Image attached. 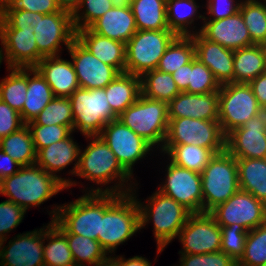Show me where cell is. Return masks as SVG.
<instances>
[{"instance_id":"cell-1","label":"cell","mask_w":266,"mask_h":266,"mask_svg":"<svg viewBox=\"0 0 266 266\" xmlns=\"http://www.w3.org/2000/svg\"><path fill=\"white\" fill-rule=\"evenodd\" d=\"M85 138L93 140L90 141L86 149L80 150L79 165L75 176L90 180L98 185H107L109 182L116 181V178L118 180L113 187L92 188L89 193H131L136 183L130 185L128 181L132 182L131 179L134 178L123 169L106 142L100 135L85 136Z\"/></svg>"},{"instance_id":"cell-43","label":"cell","mask_w":266,"mask_h":266,"mask_svg":"<svg viewBox=\"0 0 266 266\" xmlns=\"http://www.w3.org/2000/svg\"><path fill=\"white\" fill-rule=\"evenodd\" d=\"M266 262V222L248 231L244 254L237 266H262Z\"/></svg>"},{"instance_id":"cell-10","label":"cell","mask_w":266,"mask_h":266,"mask_svg":"<svg viewBox=\"0 0 266 266\" xmlns=\"http://www.w3.org/2000/svg\"><path fill=\"white\" fill-rule=\"evenodd\" d=\"M183 144L208 148L218 154L226 150V136L218 120L169 118L163 145Z\"/></svg>"},{"instance_id":"cell-8","label":"cell","mask_w":266,"mask_h":266,"mask_svg":"<svg viewBox=\"0 0 266 266\" xmlns=\"http://www.w3.org/2000/svg\"><path fill=\"white\" fill-rule=\"evenodd\" d=\"M177 36L172 30H137L125 44V73L141 77L156 69L165 50Z\"/></svg>"},{"instance_id":"cell-27","label":"cell","mask_w":266,"mask_h":266,"mask_svg":"<svg viewBox=\"0 0 266 266\" xmlns=\"http://www.w3.org/2000/svg\"><path fill=\"white\" fill-rule=\"evenodd\" d=\"M76 39L97 59L125 73V43L98 35L89 28L76 30Z\"/></svg>"},{"instance_id":"cell-3","label":"cell","mask_w":266,"mask_h":266,"mask_svg":"<svg viewBox=\"0 0 266 266\" xmlns=\"http://www.w3.org/2000/svg\"><path fill=\"white\" fill-rule=\"evenodd\" d=\"M66 185L37 164L21 166L19 170L0 181V194L25 211L39 206L64 190Z\"/></svg>"},{"instance_id":"cell-61","label":"cell","mask_w":266,"mask_h":266,"mask_svg":"<svg viewBox=\"0 0 266 266\" xmlns=\"http://www.w3.org/2000/svg\"><path fill=\"white\" fill-rule=\"evenodd\" d=\"M4 59H5V61H6V58H5V56H4V52H3V50L0 49V65H1V63H2V60H4Z\"/></svg>"},{"instance_id":"cell-21","label":"cell","mask_w":266,"mask_h":266,"mask_svg":"<svg viewBox=\"0 0 266 266\" xmlns=\"http://www.w3.org/2000/svg\"><path fill=\"white\" fill-rule=\"evenodd\" d=\"M203 22L201 29L195 32H199L209 41L231 50L254 45L240 11L227 18Z\"/></svg>"},{"instance_id":"cell-41","label":"cell","mask_w":266,"mask_h":266,"mask_svg":"<svg viewBox=\"0 0 266 266\" xmlns=\"http://www.w3.org/2000/svg\"><path fill=\"white\" fill-rule=\"evenodd\" d=\"M243 0L239 11L255 45L266 42V0Z\"/></svg>"},{"instance_id":"cell-32","label":"cell","mask_w":266,"mask_h":266,"mask_svg":"<svg viewBox=\"0 0 266 266\" xmlns=\"http://www.w3.org/2000/svg\"><path fill=\"white\" fill-rule=\"evenodd\" d=\"M234 83H249L266 71V61L260 45L234 50Z\"/></svg>"},{"instance_id":"cell-45","label":"cell","mask_w":266,"mask_h":266,"mask_svg":"<svg viewBox=\"0 0 266 266\" xmlns=\"http://www.w3.org/2000/svg\"><path fill=\"white\" fill-rule=\"evenodd\" d=\"M221 248L220 251L232 257L236 262L244 254L245 241L248 234L241 225L220 226Z\"/></svg>"},{"instance_id":"cell-31","label":"cell","mask_w":266,"mask_h":266,"mask_svg":"<svg viewBox=\"0 0 266 266\" xmlns=\"http://www.w3.org/2000/svg\"><path fill=\"white\" fill-rule=\"evenodd\" d=\"M167 0H130L137 30H169L166 17Z\"/></svg>"},{"instance_id":"cell-42","label":"cell","mask_w":266,"mask_h":266,"mask_svg":"<svg viewBox=\"0 0 266 266\" xmlns=\"http://www.w3.org/2000/svg\"><path fill=\"white\" fill-rule=\"evenodd\" d=\"M72 104L69 97H54L38 116L27 124L64 125L73 131Z\"/></svg>"},{"instance_id":"cell-62","label":"cell","mask_w":266,"mask_h":266,"mask_svg":"<svg viewBox=\"0 0 266 266\" xmlns=\"http://www.w3.org/2000/svg\"><path fill=\"white\" fill-rule=\"evenodd\" d=\"M117 3H126L129 2L130 0H115Z\"/></svg>"},{"instance_id":"cell-22","label":"cell","mask_w":266,"mask_h":266,"mask_svg":"<svg viewBox=\"0 0 266 266\" xmlns=\"http://www.w3.org/2000/svg\"><path fill=\"white\" fill-rule=\"evenodd\" d=\"M192 32L195 57L211 70L220 86L234 82V50L207 40L199 32Z\"/></svg>"},{"instance_id":"cell-48","label":"cell","mask_w":266,"mask_h":266,"mask_svg":"<svg viewBox=\"0 0 266 266\" xmlns=\"http://www.w3.org/2000/svg\"><path fill=\"white\" fill-rule=\"evenodd\" d=\"M25 10L40 14H52L60 12L56 0H2L0 11H19Z\"/></svg>"},{"instance_id":"cell-9","label":"cell","mask_w":266,"mask_h":266,"mask_svg":"<svg viewBox=\"0 0 266 266\" xmlns=\"http://www.w3.org/2000/svg\"><path fill=\"white\" fill-rule=\"evenodd\" d=\"M72 104L73 132L84 136L100 135L108 122L118 118L111 110L105 88L76 89L69 97Z\"/></svg>"},{"instance_id":"cell-35","label":"cell","mask_w":266,"mask_h":266,"mask_svg":"<svg viewBox=\"0 0 266 266\" xmlns=\"http://www.w3.org/2000/svg\"><path fill=\"white\" fill-rule=\"evenodd\" d=\"M199 7L195 0H167L166 17L169 30L179 36L192 35L191 24L196 18H202L203 21L205 17L202 14L198 15Z\"/></svg>"},{"instance_id":"cell-19","label":"cell","mask_w":266,"mask_h":266,"mask_svg":"<svg viewBox=\"0 0 266 266\" xmlns=\"http://www.w3.org/2000/svg\"><path fill=\"white\" fill-rule=\"evenodd\" d=\"M266 111L226 136V150L235 158H266Z\"/></svg>"},{"instance_id":"cell-20","label":"cell","mask_w":266,"mask_h":266,"mask_svg":"<svg viewBox=\"0 0 266 266\" xmlns=\"http://www.w3.org/2000/svg\"><path fill=\"white\" fill-rule=\"evenodd\" d=\"M44 228L18 234L9 245L0 244L1 266H45L43 255ZM3 246V247H2Z\"/></svg>"},{"instance_id":"cell-49","label":"cell","mask_w":266,"mask_h":266,"mask_svg":"<svg viewBox=\"0 0 266 266\" xmlns=\"http://www.w3.org/2000/svg\"><path fill=\"white\" fill-rule=\"evenodd\" d=\"M26 211L15 203L6 200L0 203V240L4 244L10 233L15 229L25 217Z\"/></svg>"},{"instance_id":"cell-40","label":"cell","mask_w":266,"mask_h":266,"mask_svg":"<svg viewBox=\"0 0 266 266\" xmlns=\"http://www.w3.org/2000/svg\"><path fill=\"white\" fill-rule=\"evenodd\" d=\"M63 234L67 238L75 265L86 266L88 263V266H96L108 257L106 255H109L97 240L71 233Z\"/></svg>"},{"instance_id":"cell-38","label":"cell","mask_w":266,"mask_h":266,"mask_svg":"<svg viewBox=\"0 0 266 266\" xmlns=\"http://www.w3.org/2000/svg\"><path fill=\"white\" fill-rule=\"evenodd\" d=\"M0 82V100L18 113L22 112L28 88V68H9Z\"/></svg>"},{"instance_id":"cell-25","label":"cell","mask_w":266,"mask_h":266,"mask_svg":"<svg viewBox=\"0 0 266 266\" xmlns=\"http://www.w3.org/2000/svg\"><path fill=\"white\" fill-rule=\"evenodd\" d=\"M88 28L98 35L125 44L137 31L135 18L128 2L116 3Z\"/></svg>"},{"instance_id":"cell-58","label":"cell","mask_w":266,"mask_h":266,"mask_svg":"<svg viewBox=\"0 0 266 266\" xmlns=\"http://www.w3.org/2000/svg\"><path fill=\"white\" fill-rule=\"evenodd\" d=\"M82 0H56L59 8L62 11L70 13L73 15L78 7L80 6Z\"/></svg>"},{"instance_id":"cell-33","label":"cell","mask_w":266,"mask_h":266,"mask_svg":"<svg viewBox=\"0 0 266 266\" xmlns=\"http://www.w3.org/2000/svg\"><path fill=\"white\" fill-rule=\"evenodd\" d=\"M161 151L167 154L175 165L200 174L215 155L210 149L193 144L163 145Z\"/></svg>"},{"instance_id":"cell-17","label":"cell","mask_w":266,"mask_h":266,"mask_svg":"<svg viewBox=\"0 0 266 266\" xmlns=\"http://www.w3.org/2000/svg\"><path fill=\"white\" fill-rule=\"evenodd\" d=\"M0 41L9 68H33L44 56L38 51L34 27L0 28Z\"/></svg>"},{"instance_id":"cell-24","label":"cell","mask_w":266,"mask_h":266,"mask_svg":"<svg viewBox=\"0 0 266 266\" xmlns=\"http://www.w3.org/2000/svg\"><path fill=\"white\" fill-rule=\"evenodd\" d=\"M219 91L205 94L180 92L168 103V118L218 120Z\"/></svg>"},{"instance_id":"cell-59","label":"cell","mask_w":266,"mask_h":266,"mask_svg":"<svg viewBox=\"0 0 266 266\" xmlns=\"http://www.w3.org/2000/svg\"><path fill=\"white\" fill-rule=\"evenodd\" d=\"M96 266H119V264L112 257V255H110L105 260H103L99 264H97Z\"/></svg>"},{"instance_id":"cell-5","label":"cell","mask_w":266,"mask_h":266,"mask_svg":"<svg viewBox=\"0 0 266 266\" xmlns=\"http://www.w3.org/2000/svg\"><path fill=\"white\" fill-rule=\"evenodd\" d=\"M51 222L62 232L98 241L102 219V193H85L66 205L55 206Z\"/></svg>"},{"instance_id":"cell-15","label":"cell","mask_w":266,"mask_h":266,"mask_svg":"<svg viewBox=\"0 0 266 266\" xmlns=\"http://www.w3.org/2000/svg\"><path fill=\"white\" fill-rule=\"evenodd\" d=\"M177 238L183 245L179 254L213 253L221 248L220 225L209 212L191 213Z\"/></svg>"},{"instance_id":"cell-34","label":"cell","mask_w":266,"mask_h":266,"mask_svg":"<svg viewBox=\"0 0 266 266\" xmlns=\"http://www.w3.org/2000/svg\"><path fill=\"white\" fill-rule=\"evenodd\" d=\"M0 149L21 166L36 164L37 152L27 124L0 139Z\"/></svg>"},{"instance_id":"cell-54","label":"cell","mask_w":266,"mask_h":266,"mask_svg":"<svg viewBox=\"0 0 266 266\" xmlns=\"http://www.w3.org/2000/svg\"><path fill=\"white\" fill-rule=\"evenodd\" d=\"M263 111H266V71L248 83Z\"/></svg>"},{"instance_id":"cell-57","label":"cell","mask_w":266,"mask_h":266,"mask_svg":"<svg viewBox=\"0 0 266 266\" xmlns=\"http://www.w3.org/2000/svg\"><path fill=\"white\" fill-rule=\"evenodd\" d=\"M113 258L117 261L119 266H152L151 262L142 256H134L129 259H125L123 256H120L119 258L113 256Z\"/></svg>"},{"instance_id":"cell-55","label":"cell","mask_w":266,"mask_h":266,"mask_svg":"<svg viewBox=\"0 0 266 266\" xmlns=\"http://www.w3.org/2000/svg\"><path fill=\"white\" fill-rule=\"evenodd\" d=\"M190 70H192V61L171 74L180 92H188Z\"/></svg>"},{"instance_id":"cell-6","label":"cell","mask_w":266,"mask_h":266,"mask_svg":"<svg viewBox=\"0 0 266 266\" xmlns=\"http://www.w3.org/2000/svg\"><path fill=\"white\" fill-rule=\"evenodd\" d=\"M117 119L149 144L162 149L168 130V103L140 94Z\"/></svg>"},{"instance_id":"cell-52","label":"cell","mask_w":266,"mask_h":266,"mask_svg":"<svg viewBox=\"0 0 266 266\" xmlns=\"http://www.w3.org/2000/svg\"><path fill=\"white\" fill-rule=\"evenodd\" d=\"M36 22V12L0 11V28H27Z\"/></svg>"},{"instance_id":"cell-53","label":"cell","mask_w":266,"mask_h":266,"mask_svg":"<svg viewBox=\"0 0 266 266\" xmlns=\"http://www.w3.org/2000/svg\"><path fill=\"white\" fill-rule=\"evenodd\" d=\"M236 1V0H235ZM234 0H207L206 9L210 17H204L203 20H218L234 15L239 11L241 0L239 3ZM236 3V4H235ZM212 17V18H211Z\"/></svg>"},{"instance_id":"cell-28","label":"cell","mask_w":266,"mask_h":266,"mask_svg":"<svg viewBox=\"0 0 266 266\" xmlns=\"http://www.w3.org/2000/svg\"><path fill=\"white\" fill-rule=\"evenodd\" d=\"M105 92L111 110L119 116L140 96L141 77L129 73H120L105 87Z\"/></svg>"},{"instance_id":"cell-37","label":"cell","mask_w":266,"mask_h":266,"mask_svg":"<svg viewBox=\"0 0 266 266\" xmlns=\"http://www.w3.org/2000/svg\"><path fill=\"white\" fill-rule=\"evenodd\" d=\"M179 93L170 73L154 69L141 76V94L147 98L169 103Z\"/></svg>"},{"instance_id":"cell-2","label":"cell","mask_w":266,"mask_h":266,"mask_svg":"<svg viewBox=\"0 0 266 266\" xmlns=\"http://www.w3.org/2000/svg\"><path fill=\"white\" fill-rule=\"evenodd\" d=\"M134 190V191H133ZM127 194L102 193V219L98 242L108 253L140 230L135 189Z\"/></svg>"},{"instance_id":"cell-56","label":"cell","mask_w":266,"mask_h":266,"mask_svg":"<svg viewBox=\"0 0 266 266\" xmlns=\"http://www.w3.org/2000/svg\"><path fill=\"white\" fill-rule=\"evenodd\" d=\"M17 167L16 169H14ZM21 167L9 154L0 149V181L8 176L15 174Z\"/></svg>"},{"instance_id":"cell-46","label":"cell","mask_w":266,"mask_h":266,"mask_svg":"<svg viewBox=\"0 0 266 266\" xmlns=\"http://www.w3.org/2000/svg\"><path fill=\"white\" fill-rule=\"evenodd\" d=\"M220 84L216 81L213 73L198 58L192 60L190 70V83L188 93L205 94L219 91Z\"/></svg>"},{"instance_id":"cell-12","label":"cell","mask_w":266,"mask_h":266,"mask_svg":"<svg viewBox=\"0 0 266 266\" xmlns=\"http://www.w3.org/2000/svg\"><path fill=\"white\" fill-rule=\"evenodd\" d=\"M209 213L220 226L238 224L246 231L253 230L266 222V204L241 189Z\"/></svg>"},{"instance_id":"cell-39","label":"cell","mask_w":266,"mask_h":266,"mask_svg":"<svg viewBox=\"0 0 266 266\" xmlns=\"http://www.w3.org/2000/svg\"><path fill=\"white\" fill-rule=\"evenodd\" d=\"M194 58L195 45L192 36L178 35L165 50L156 69L172 74Z\"/></svg>"},{"instance_id":"cell-13","label":"cell","mask_w":266,"mask_h":266,"mask_svg":"<svg viewBox=\"0 0 266 266\" xmlns=\"http://www.w3.org/2000/svg\"><path fill=\"white\" fill-rule=\"evenodd\" d=\"M34 36L38 51L44 56H57L62 50L60 45L64 44L68 49L76 38L72 15L65 11L52 14H40L36 12L34 25Z\"/></svg>"},{"instance_id":"cell-36","label":"cell","mask_w":266,"mask_h":266,"mask_svg":"<svg viewBox=\"0 0 266 266\" xmlns=\"http://www.w3.org/2000/svg\"><path fill=\"white\" fill-rule=\"evenodd\" d=\"M43 255L45 266H75L66 236L50 221L44 227Z\"/></svg>"},{"instance_id":"cell-51","label":"cell","mask_w":266,"mask_h":266,"mask_svg":"<svg viewBox=\"0 0 266 266\" xmlns=\"http://www.w3.org/2000/svg\"><path fill=\"white\" fill-rule=\"evenodd\" d=\"M20 113L12 109L7 103L0 100V139L23 127Z\"/></svg>"},{"instance_id":"cell-29","label":"cell","mask_w":266,"mask_h":266,"mask_svg":"<svg viewBox=\"0 0 266 266\" xmlns=\"http://www.w3.org/2000/svg\"><path fill=\"white\" fill-rule=\"evenodd\" d=\"M53 98L51 87L40 72L35 67L28 68V88L20 113L23 122L27 124L33 121Z\"/></svg>"},{"instance_id":"cell-26","label":"cell","mask_w":266,"mask_h":266,"mask_svg":"<svg viewBox=\"0 0 266 266\" xmlns=\"http://www.w3.org/2000/svg\"><path fill=\"white\" fill-rule=\"evenodd\" d=\"M35 68L51 87L54 97H70L80 88L72 62L60 55L44 57Z\"/></svg>"},{"instance_id":"cell-7","label":"cell","mask_w":266,"mask_h":266,"mask_svg":"<svg viewBox=\"0 0 266 266\" xmlns=\"http://www.w3.org/2000/svg\"><path fill=\"white\" fill-rule=\"evenodd\" d=\"M203 212L226 202L239 189L236 158L227 150L215 154L201 172Z\"/></svg>"},{"instance_id":"cell-50","label":"cell","mask_w":266,"mask_h":266,"mask_svg":"<svg viewBox=\"0 0 266 266\" xmlns=\"http://www.w3.org/2000/svg\"><path fill=\"white\" fill-rule=\"evenodd\" d=\"M179 266H237V262L226 253L217 251L205 254H181Z\"/></svg>"},{"instance_id":"cell-4","label":"cell","mask_w":266,"mask_h":266,"mask_svg":"<svg viewBox=\"0 0 266 266\" xmlns=\"http://www.w3.org/2000/svg\"><path fill=\"white\" fill-rule=\"evenodd\" d=\"M136 202L139 208L140 229L152 220L157 254L161 253L173 239L177 238L191 212L158 190L148 198L145 205L144 202L138 201V198Z\"/></svg>"},{"instance_id":"cell-60","label":"cell","mask_w":266,"mask_h":266,"mask_svg":"<svg viewBox=\"0 0 266 266\" xmlns=\"http://www.w3.org/2000/svg\"><path fill=\"white\" fill-rule=\"evenodd\" d=\"M260 47L262 48V51H263V54H264V57H265V61H266V42L261 43Z\"/></svg>"},{"instance_id":"cell-23","label":"cell","mask_w":266,"mask_h":266,"mask_svg":"<svg viewBox=\"0 0 266 266\" xmlns=\"http://www.w3.org/2000/svg\"><path fill=\"white\" fill-rule=\"evenodd\" d=\"M71 135L72 133L66 139L40 149L37 152L36 159V164L46 172L58 177L66 185V189L73 185L75 186L77 182H72L71 179L62 178L56 173L65 169V167L70 165V163H73V161L75 163L69 174L71 173L72 175H75L77 172L81 149L80 146H78V143L73 141Z\"/></svg>"},{"instance_id":"cell-18","label":"cell","mask_w":266,"mask_h":266,"mask_svg":"<svg viewBox=\"0 0 266 266\" xmlns=\"http://www.w3.org/2000/svg\"><path fill=\"white\" fill-rule=\"evenodd\" d=\"M80 88H105L120 72L97 59L76 38L68 48Z\"/></svg>"},{"instance_id":"cell-44","label":"cell","mask_w":266,"mask_h":266,"mask_svg":"<svg viewBox=\"0 0 266 266\" xmlns=\"http://www.w3.org/2000/svg\"><path fill=\"white\" fill-rule=\"evenodd\" d=\"M116 3L117 2L115 0H82L78 9L72 15L75 31L88 28L94 21L103 16ZM82 8L84 11H81L83 10Z\"/></svg>"},{"instance_id":"cell-11","label":"cell","mask_w":266,"mask_h":266,"mask_svg":"<svg viewBox=\"0 0 266 266\" xmlns=\"http://www.w3.org/2000/svg\"><path fill=\"white\" fill-rule=\"evenodd\" d=\"M219 118L225 136L263 110L248 83H228L219 89Z\"/></svg>"},{"instance_id":"cell-16","label":"cell","mask_w":266,"mask_h":266,"mask_svg":"<svg viewBox=\"0 0 266 266\" xmlns=\"http://www.w3.org/2000/svg\"><path fill=\"white\" fill-rule=\"evenodd\" d=\"M166 179L158 191L182 204L191 213L203 212L202 176L200 173L175 165H167Z\"/></svg>"},{"instance_id":"cell-14","label":"cell","mask_w":266,"mask_h":266,"mask_svg":"<svg viewBox=\"0 0 266 266\" xmlns=\"http://www.w3.org/2000/svg\"><path fill=\"white\" fill-rule=\"evenodd\" d=\"M100 137L115 154L123 169L132 177L134 164L153 149L141 136H138L119 119L108 122Z\"/></svg>"},{"instance_id":"cell-30","label":"cell","mask_w":266,"mask_h":266,"mask_svg":"<svg viewBox=\"0 0 266 266\" xmlns=\"http://www.w3.org/2000/svg\"><path fill=\"white\" fill-rule=\"evenodd\" d=\"M241 190L266 204V158H236Z\"/></svg>"},{"instance_id":"cell-47","label":"cell","mask_w":266,"mask_h":266,"mask_svg":"<svg viewBox=\"0 0 266 266\" xmlns=\"http://www.w3.org/2000/svg\"><path fill=\"white\" fill-rule=\"evenodd\" d=\"M27 126L31 132L36 152L52 143L66 139L73 133L68 126L64 125L27 124Z\"/></svg>"}]
</instances>
